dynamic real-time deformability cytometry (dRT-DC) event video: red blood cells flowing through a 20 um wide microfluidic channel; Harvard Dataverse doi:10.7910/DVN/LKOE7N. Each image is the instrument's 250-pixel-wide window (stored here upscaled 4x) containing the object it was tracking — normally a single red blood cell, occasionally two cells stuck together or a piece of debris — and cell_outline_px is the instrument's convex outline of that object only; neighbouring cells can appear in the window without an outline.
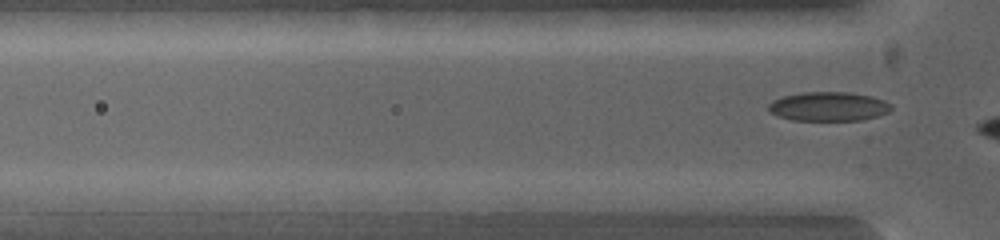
{"species": "common noctule bat (a hibernating species)", "species_latin": "Nyctalus noctula", "temperature_condition": "warm", "stored_images_in_passage": 3, "camera_frame_rate_fps": 5000, "um_per_image_px": 0.085, "animal": {"sex": "female", "body_mass_g": 19.0, "forearm_length_mm": 53.3}, "frame": {"image": 1, "passage_image": 2, "time_ms": 0.4, "image_size_px": [1000, 240], "cell_outline_px": [[604, 200], [564, 212], [496, 212], [488, 200], [496, 192], [592, 192]], "centroid_in_image_um": [46.02, 17.12], "position_along_channel_um": 79.8, "area_um2": 14.1}}